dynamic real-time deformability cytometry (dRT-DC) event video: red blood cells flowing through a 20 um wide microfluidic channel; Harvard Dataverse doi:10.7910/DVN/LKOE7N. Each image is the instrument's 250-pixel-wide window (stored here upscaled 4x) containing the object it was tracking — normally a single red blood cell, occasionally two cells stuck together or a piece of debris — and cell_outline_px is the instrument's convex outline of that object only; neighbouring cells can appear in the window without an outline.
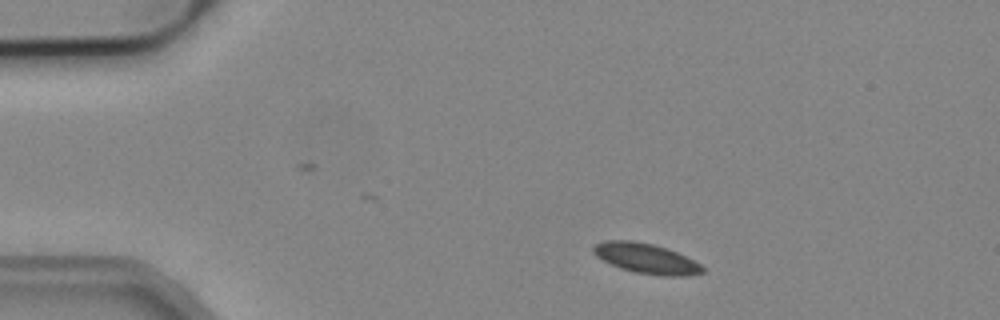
{"species": "common noctule bat (a hibernating species)", "species_latin": "Nyctalus noctula", "temperature_condition": "cold", "stored_images_in_passage": 6, "camera_frame_rate_fps": 3000, "um_per_image_px": 0.085, "animal": {"sex": "male", "body_mass_g": 19.2, "forearm_length_mm": 51.8}, "frame": {"image": 1, "passage_image": 1, "time_ms": 0.0, "image_size_px": [1000, 320], "cell_outline_px": [[704, 272], [688, 276], [664, 276], [636, 272], [620, 268], [596, 256], [592, 252], [592, 248], [596, 244], [604, 240], [632, 240], [652, 244], [668, 248], [700, 264], [704, 268]], "centroid_in_image_um": [54.91, 21.96], "position_along_channel_um": 30.1, "area_um2": 19.02}}
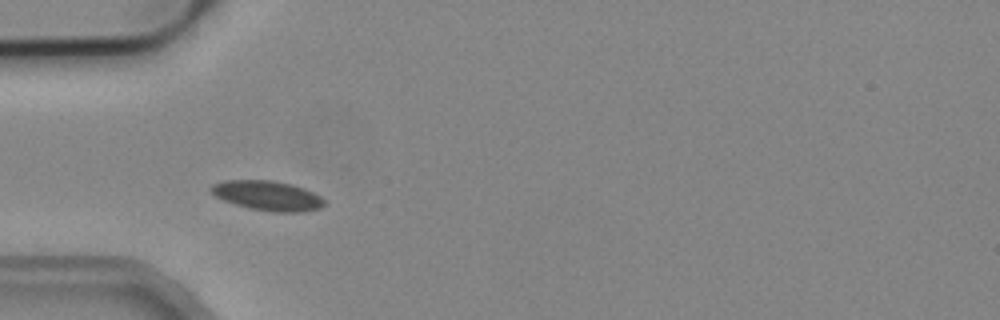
{"frame": {"image": 2, "passage_image": 3, "time_ms": 0.667, "image_size_px": [1000, 320], "cell_outline_px": [[324, 204], [320, 208], [304, 212], [272, 212], [252, 208], [236, 204], [224, 200], [216, 196], [208, 188], [212, 184], [224, 180], [272, 180], [292, 184], [304, 188], [320, 196], [324, 200]], "centroid_in_image_um": [22.74, 16.62], "position_along_channel_um": 62.3, "area_um2": 19.54}}
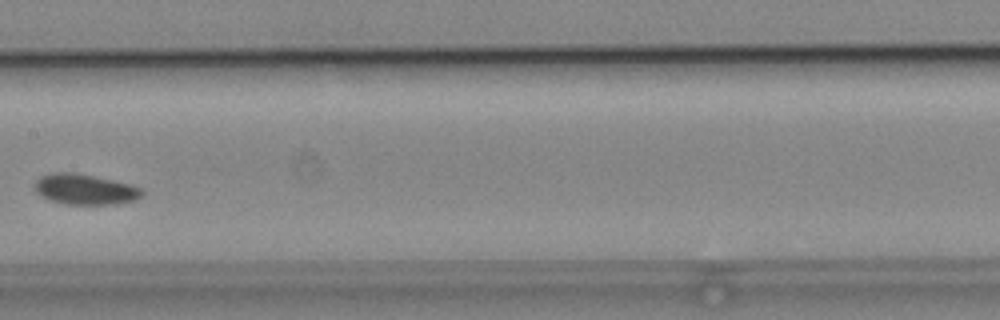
{"frame": {"image": 3, "passage_image": 6, "time_ms": 1.667, "image_size_px": [1000, 320], "cell_outline_px": [[144, 192], [140, 196], [132, 200], [116, 204], [64, 204], [48, 200], [36, 192], [36, 180], [40, 176], [52, 172], [72, 172], [112, 180], [128, 184], [140, 188]], "centroid_in_image_um": [7.17, 16.09], "position_along_channel_um": 200.2, "area_um2": 18.79}}